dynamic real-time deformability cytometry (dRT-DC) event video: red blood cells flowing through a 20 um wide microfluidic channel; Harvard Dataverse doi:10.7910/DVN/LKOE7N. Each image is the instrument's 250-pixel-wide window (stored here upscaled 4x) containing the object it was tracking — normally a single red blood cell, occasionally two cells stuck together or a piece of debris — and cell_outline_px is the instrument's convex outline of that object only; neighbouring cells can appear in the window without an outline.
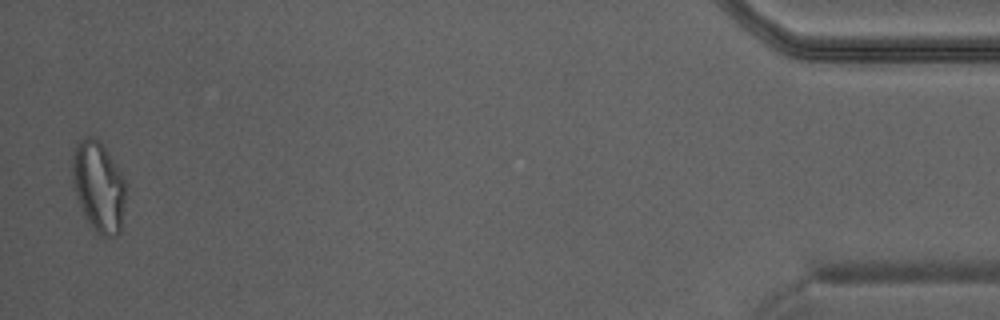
{"species": "Egyptian fruit bat (a non-hibernating species)", "species_latin": "Rousettus aegyptiacus", "temperature_condition": "warm", "stored_images_in_passage": 42, "camera_frame_rate_fps": 3000, "um_per_image_px": 0.085, "animal": {"sex": "male"}, "frame": {"image": 1, "passage_image": 42, "time_ms": 13.667, "image_size_px": [1000, 320], "cell_outline_px": [[128, 188], [120, 232], [116, 236], [100, 236], [92, 228], [84, 216], [76, 196], [72, 184], [72, 160], [76, 148], [84, 136], [92, 136], [100, 140], [116, 164], [128, 184]], "centroid_in_image_um": [8.41, 15.88], "position_along_channel_um": 426.8, "area_um2": 28.67}}